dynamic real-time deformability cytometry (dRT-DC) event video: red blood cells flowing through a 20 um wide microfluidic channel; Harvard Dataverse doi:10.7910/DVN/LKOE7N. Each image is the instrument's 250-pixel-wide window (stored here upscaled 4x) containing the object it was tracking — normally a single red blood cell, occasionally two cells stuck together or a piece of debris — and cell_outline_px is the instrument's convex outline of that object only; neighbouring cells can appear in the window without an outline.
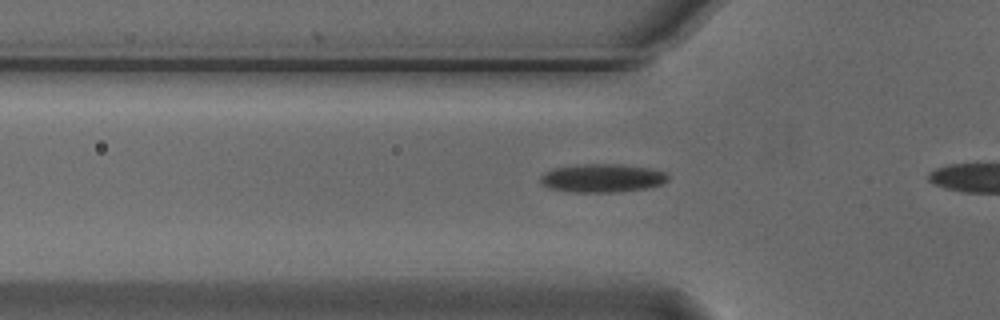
{"species": "Egyptian fruit bat (a non-hibernating species)", "species_latin": "Rousettus aegyptiacus", "temperature_condition": "cold", "stored_images_in_passage": 5, "camera_frame_rate_fps": 3000, "um_per_image_px": 0.085, "animal": {"sex": "male"}, "frame": {"image": 1, "passage_image": 2, "time_ms": 0.333, "image_size_px": [1000, 320], "cell_outline_px": [[668, 180], [664, 184], [648, 188], [620, 192], [568, 192], [548, 188], [540, 184], [540, 176], [544, 172], [552, 168], [576, 164], [620, 164], [652, 168], [664, 172], [668, 176]], "centroid_in_image_um": [51.17, 15.14], "position_along_channel_um": 74.6, "area_um2": 21.62}}